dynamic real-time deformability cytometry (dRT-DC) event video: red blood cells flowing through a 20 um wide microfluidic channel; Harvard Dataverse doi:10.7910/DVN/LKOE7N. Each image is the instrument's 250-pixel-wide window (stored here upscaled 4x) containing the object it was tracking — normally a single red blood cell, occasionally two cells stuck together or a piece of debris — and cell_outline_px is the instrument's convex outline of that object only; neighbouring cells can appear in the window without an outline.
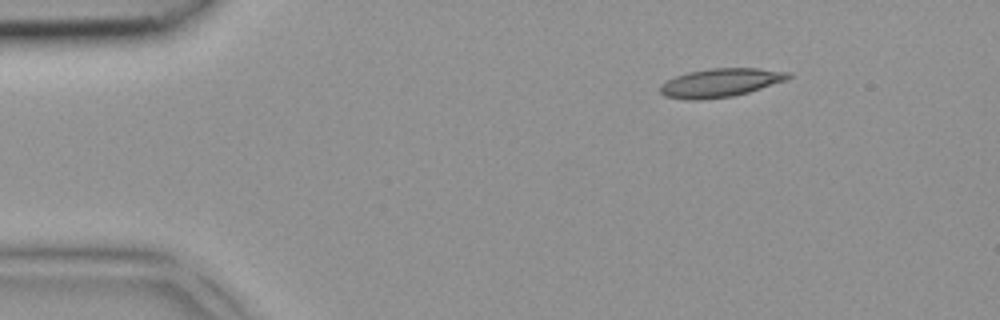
{"species": "common noctule bat (a hibernating species)", "species_latin": "Nyctalus noctula", "temperature_condition": "room temperature", "stored_images_in_passage": 4, "camera_frame_rate_fps": 3000, "um_per_image_px": 0.085, "animal": {"sex": "female", "body_mass_g": 18.4}, "frame": {"image": 1, "passage_image": 1, "time_ms": 0.0, "image_size_px": [1000, 320], "cell_outline_px": [[792, 76], [784, 80], [748, 92], [732, 96], [700, 100], [688, 100], [664, 96], [660, 92], [660, 84], [676, 76], [688, 72], [708, 68], [756, 68], [792, 72]], "centroid_in_image_um": [61.2, 7.03], "position_along_channel_um": 23.8, "area_um2": 21.21}}
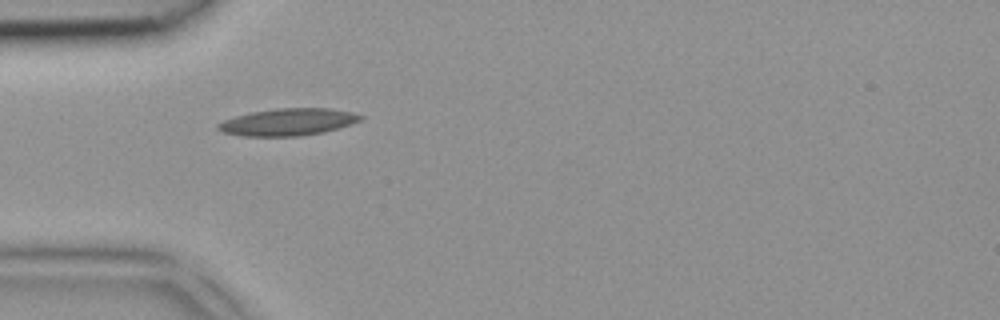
{"frame": {"image": 2, "passage_image": 3, "time_ms": 0.667, "image_size_px": [1000, 320], "cell_outline_px": [[364, 116], [360, 120], [324, 132], [300, 136], [244, 136], [220, 132], [216, 128], [216, 124], [224, 120], [236, 116], [252, 112], [276, 108], [328, 108], [352, 112]], "centroid_in_image_um": [24.42, 10.37], "position_along_channel_um": 60.6, "area_um2": 22.37}}